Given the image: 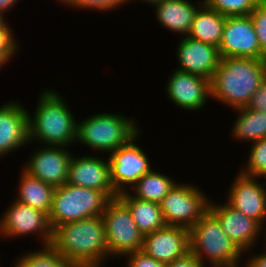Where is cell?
Segmentation results:
<instances>
[{"mask_svg": "<svg viewBox=\"0 0 266 267\" xmlns=\"http://www.w3.org/2000/svg\"><path fill=\"white\" fill-rule=\"evenodd\" d=\"M51 245L73 267H99L109 256L102 216L56 227Z\"/></svg>", "mask_w": 266, "mask_h": 267, "instance_id": "1", "label": "cell"}, {"mask_svg": "<svg viewBox=\"0 0 266 267\" xmlns=\"http://www.w3.org/2000/svg\"><path fill=\"white\" fill-rule=\"evenodd\" d=\"M265 78V59L221 58L210 80V98L226 103L234 110L246 108Z\"/></svg>", "mask_w": 266, "mask_h": 267, "instance_id": "2", "label": "cell"}, {"mask_svg": "<svg viewBox=\"0 0 266 267\" xmlns=\"http://www.w3.org/2000/svg\"><path fill=\"white\" fill-rule=\"evenodd\" d=\"M55 90L42 92L34 116H28L29 142L67 147L77 137V122L68 105Z\"/></svg>", "mask_w": 266, "mask_h": 267, "instance_id": "3", "label": "cell"}, {"mask_svg": "<svg viewBox=\"0 0 266 267\" xmlns=\"http://www.w3.org/2000/svg\"><path fill=\"white\" fill-rule=\"evenodd\" d=\"M190 252L211 267H239L242 251L224 233L218 219L208 210L189 230ZM203 253L205 255H203Z\"/></svg>", "mask_w": 266, "mask_h": 267, "instance_id": "4", "label": "cell"}, {"mask_svg": "<svg viewBox=\"0 0 266 267\" xmlns=\"http://www.w3.org/2000/svg\"><path fill=\"white\" fill-rule=\"evenodd\" d=\"M111 198L102 191L67 183L55 187L48 219L52 230L73 221L102 216Z\"/></svg>", "mask_w": 266, "mask_h": 267, "instance_id": "5", "label": "cell"}, {"mask_svg": "<svg viewBox=\"0 0 266 267\" xmlns=\"http://www.w3.org/2000/svg\"><path fill=\"white\" fill-rule=\"evenodd\" d=\"M137 124L120 114L98 113L77 123L76 142L110 154L140 131Z\"/></svg>", "mask_w": 266, "mask_h": 267, "instance_id": "6", "label": "cell"}, {"mask_svg": "<svg viewBox=\"0 0 266 267\" xmlns=\"http://www.w3.org/2000/svg\"><path fill=\"white\" fill-rule=\"evenodd\" d=\"M102 218L109 256L142 251L144 235L133 221L129 208L118 197L108 202Z\"/></svg>", "mask_w": 266, "mask_h": 267, "instance_id": "7", "label": "cell"}, {"mask_svg": "<svg viewBox=\"0 0 266 267\" xmlns=\"http://www.w3.org/2000/svg\"><path fill=\"white\" fill-rule=\"evenodd\" d=\"M209 199L189 184H175L159 203L166 225L191 229L208 211Z\"/></svg>", "mask_w": 266, "mask_h": 267, "instance_id": "8", "label": "cell"}, {"mask_svg": "<svg viewBox=\"0 0 266 267\" xmlns=\"http://www.w3.org/2000/svg\"><path fill=\"white\" fill-rule=\"evenodd\" d=\"M218 49L221 58L265 59L249 15L226 17Z\"/></svg>", "mask_w": 266, "mask_h": 267, "instance_id": "9", "label": "cell"}, {"mask_svg": "<svg viewBox=\"0 0 266 267\" xmlns=\"http://www.w3.org/2000/svg\"><path fill=\"white\" fill-rule=\"evenodd\" d=\"M139 134L107 157L110 161L111 183L118 194L125 192L126 186L132 187L144 174L153 169L145 152L134 144Z\"/></svg>", "mask_w": 266, "mask_h": 267, "instance_id": "10", "label": "cell"}, {"mask_svg": "<svg viewBox=\"0 0 266 267\" xmlns=\"http://www.w3.org/2000/svg\"><path fill=\"white\" fill-rule=\"evenodd\" d=\"M10 206L0 219L1 236L15 238L39 232L43 245L51 244L53 230L48 214L17 201Z\"/></svg>", "mask_w": 266, "mask_h": 267, "instance_id": "11", "label": "cell"}, {"mask_svg": "<svg viewBox=\"0 0 266 267\" xmlns=\"http://www.w3.org/2000/svg\"><path fill=\"white\" fill-rule=\"evenodd\" d=\"M66 183L105 192L111 199L119 195L111 183L109 158L105 161L91 155L72 156Z\"/></svg>", "mask_w": 266, "mask_h": 267, "instance_id": "12", "label": "cell"}, {"mask_svg": "<svg viewBox=\"0 0 266 267\" xmlns=\"http://www.w3.org/2000/svg\"><path fill=\"white\" fill-rule=\"evenodd\" d=\"M142 251L164 265L170 264L190 251L189 229L165 225L144 235Z\"/></svg>", "mask_w": 266, "mask_h": 267, "instance_id": "13", "label": "cell"}, {"mask_svg": "<svg viewBox=\"0 0 266 267\" xmlns=\"http://www.w3.org/2000/svg\"><path fill=\"white\" fill-rule=\"evenodd\" d=\"M62 146H44L33 152L26 162L25 172L54 187L67 181L72 154Z\"/></svg>", "mask_w": 266, "mask_h": 267, "instance_id": "14", "label": "cell"}, {"mask_svg": "<svg viewBox=\"0 0 266 267\" xmlns=\"http://www.w3.org/2000/svg\"><path fill=\"white\" fill-rule=\"evenodd\" d=\"M256 177L239 173L231 185L227 203L262 226L266 221V189L255 181Z\"/></svg>", "mask_w": 266, "mask_h": 267, "instance_id": "15", "label": "cell"}, {"mask_svg": "<svg viewBox=\"0 0 266 267\" xmlns=\"http://www.w3.org/2000/svg\"><path fill=\"white\" fill-rule=\"evenodd\" d=\"M208 210L218 219L221 228L229 239L243 252L255 245V241L261 234V225L252 218L235 210L228 203L211 204Z\"/></svg>", "mask_w": 266, "mask_h": 267, "instance_id": "16", "label": "cell"}, {"mask_svg": "<svg viewBox=\"0 0 266 267\" xmlns=\"http://www.w3.org/2000/svg\"><path fill=\"white\" fill-rule=\"evenodd\" d=\"M166 86L167 97L185 110H200L211 97L210 80L177 69Z\"/></svg>", "mask_w": 266, "mask_h": 267, "instance_id": "17", "label": "cell"}, {"mask_svg": "<svg viewBox=\"0 0 266 267\" xmlns=\"http://www.w3.org/2000/svg\"><path fill=\"white\" fill-rule=\"evenodd\" d=\"M183 37L177 49V58L180 64L177 70L211 80L221 59L219 49L188 36Z\"/></svg>", "mask_w": 266, "mask_h": 267, "instance_id": "18", "label": "cell"}, {"mask_svg": "<svg viewBox=\"0 0 266 267\" xmlns=\"http://www.w3.org/2000/svg\"><path fill=\"white\" fill-rule=\"evenodd\" d=\"M27 110L12 101L0 106V156L29 144Z\"/></svg>", "mask_w": 266, "mask_h": 267, "instance_id": "19", "label": "cell"}, {"mask_svg": "<svg viewBox=\"0 0 266 267\" xmlns=\"http://www.w3.org/2000/svg\"><path fill=\"white\" fill-rule=\"evenodd\" d=\"M155 6L159 23L169 31L187 36L198 7L188 0H164ZM197 7V8H196Z\"/></svg>", "mask_w": 266, "mask_h": 267, "instance_id": "20", "label": "cell"}, {"mask_svg": "<svg viewBox=\"0 0 266 267\" xmlns=\"http://www.w3.org/2000/svg\"><path fill=\"white\" fill-rule=\"evenodd\" d=\"M200 7L195 14L188 37L191 39L211 44L219 48L225 19L227 16L208 8L204 1H201Z\"/></svg>", "mask_w": 266, "mask_h": 267, "instance_id": "21", "label": "cell"}, {"mask_svg": "<svg viewBox=\"0 0 266 267\" xmlns=\"http://www.w3.org/2000/svg\"><path fill=\"white\" fill-rule=\"evenodd\" d=\"M130 193L127 190L121 192L118 198L129 208L133 221L143 235L166 225L159 203L135 198Z\"/></svg>", "mask_w": 266, "mask_h": 267, "instance_id": "22", "label": "cell"}, {"mask_svg": "<svg viewBox=\"0 0 266 267\" xmlns=\"http://www.w3.org/2000/svg\"><path fill=\"white\" fill-rule=\"evenodd\" d=\"M19 194L15 201L49 214L55 187L22 171Z\"/></svg>", "mask_w": 266, "mask_h": 267, "instance_id": "23", "label": "cell"}, {"mask_svg": "<svg viewBox=\"0 0 266 267\" xmlns=\"http://www.w3.org/2000/svg\"><path fill=\"white\" fill-rule=\"evenodd\" d=\"M176 182L167 175L152 169L144 174L130 189L131 196L150 202L160 203ZM134 190V191H133Z\"/></svg>", "mask_w": 266, "mask_h": 267, "instance_id": "24", "label": "cell"}, {"mask_svg": "<svg viewBox=\"0 0 266 267\" xmlns=\"http://www.w3.org/2000/svg\"><path fill=\"white\" fill-rule=\"evenodd\" d=\"M240 116L234 122L233 136L238 140H248L250 143L266 138V112L254 109L240 108Z\"/></svg>", "mask_w": 266, "mask_h": 267, "instance_id": "25", "label": "cell"}, {"mask_svg": "<svg viewBox=\"0 0 266 267\" xmlns=\"http://www.w3.org/2000/svg\"><path fill=\"white\" fill-rule=\"evenodd\" d=\"M42 250H33L26 253L15 262V267H73L58 251L51 245H43Z\"/></svg>", "mask_w": 266, "mask_h": 267, "instance_id": "26", "label": "cell"}, {"mask_svg": "<svg viewBox=\"0 0 266 267\" xmlns=\"http://www.w3.org/2000/svg\"><path fill=\"white\" fill-rule=\"evenodd\" d=\"M261 0H204V4L224 16H248Z\"/></svg>", "mask_w": 266, "mask_h": 267, "instance_id": "27", "label": "cell"}, {"mask_svg": "<svg viewBox=\"0 0 266 267\" xmlns=\"http://www.w3.org/2000/svg\"><path fill=\"white\" fill-rule=\"evenodd\" d=\"M248 163L240 170L241 174L251 177H264L266 175V138L252 143Z\"/></svg>", "mask_w": 266, "mask_h": 267, "instance_id": "28", "label": "cell"}, {"mask_svg": "<svg viewBox=\"0 0 266 267\" xmlns=\"http://www.w3.org/2000/svg\"><path fill=\"white\" fill-rule=\"evenodd\" d=\"M249 16L253 22L262 55L266 57V0H261Z\"/></svg>", "mask_w": 266, "mask_h": 267, "instance_id": "29", "label": "cell"}, {"mask_svg": "<svg viewBox=\"0 0 266 267\" xmlns=\"http://www.w3.org/2000/svg\"><path fill=\"white\" fill-rule=\"evenodd\" d=\"M12 29L6 24L0 29V55L8 62L16 55L15 52L19 49L16 38L12 33ZM13 35V36H12Z\"/></svg>", "mask_w": 266, "mask_h": 267, "instance_id": "30", "label": "cell"}, {"mask_svg": "<svg viewBox=\"0 0 266 267\" xmlns=\"http://www.w3.org/2000/svg\"><path fill=\"white\" fill-rule=\"evenodd\" d=\"M130 0H75V8L96 9V11H109L110 9H116L121 4H125Z\"/></svg>", "mask_w": 266, "mask_h": 267, "instance_id": "31", "label": "cell"}, {"mask_svg": "<svg viewBox=\"0 0 266 267\" xmlns=\"http://www.w3.org/2000/svg\"><path fill=\"white\" fill-rule=\"evenodd\" d=\"M126 257H130L128 259V267H166V265L149 257L143 251L127 254Z\"/></svg>", "mask_w": 266, "mask_h": 267, "instance_id": "32", "label": "cell"}, {"mask_svg": "<svg viewBox=\"0 0 266 267\" xmlns=\"http://www.w3.org/2000/svg\"><path fill=\"white\" fill-rule=\"evenodd\" d=\"M246 108L266 112V78L261 82L260 87L254 92L250 103Z\"/></svg>", "mask_w": 266, "mask_h": 267, "instance_id": "33", "label": "cell"}, {"mask_svg": "<svg viewBox=\"0 0 266 267\" xmlns=\"http://www.w3.org/2000/svg\"><path fill=\"white\" fill-rule=\"evenodd\" d=\"M166 267H205L204 264L190 251L183 257L167 264Z\"/></svg>", "mask_w": 266, "mask_h": 267, "instance_id": "34", "label": "cell"}, {"mask_svg": "<svg viewBox=\"0 0 266 267\" xmlns=\"http://www.w3.org/2000/svg\"><path fill=\"white\" fill-rule=\"evenodd\" d=\"M250 259V260H249ZM245 267H266V253L251 256Z\"/></svg>", "mask_w": 266, "mask_h": 267, "instance_id": "35", "label": "cell"}, {"mask_svg": "<svg viewBox=\"0 0 266 267\" xmlns=\"http://www.w3.org/2000/svg\"><path fill=\"white\" fill-rule=\"evenodd\" d=\"M17 0H0V12L7 13L12 7L13 4H16Z\"/></svg>", "mask_w": 266, "mask_h": 267, "instance_id": "36", "label": "cell"}, {"mask_svg": "<svg viewBox=\"0 0 266 267\" xmlns=\"http://www.w3.org/2000/svg\"><path fill=\"white\" fill-rule=\"evenodd\" d=\"M4 19H6L4 18V14L0 12V29L3 28L6 24H8L5 22L6 20Z\"/></svg>", "mask_w": 266, "mask_h": 267, "instance_id": "37", "label": "cell"}, {"mask_svg": "<svg viewBox=\"0 0 266 267\" xmlns=\"http://www.w3.org/2000/svg\"><path fill=\"white\" fill-rule=\"evenodd\" d=\"M60 2L65 3L66 5L68 4V6L70 5L71 8L75 7V0H60Z\"/></svg>", "mask_w": 266, "mask_h": 267, "instance_id": "38", "label": "cell"}, {"mask_svg": "<svg viewBox=\"0 0 266 267\" xmlns=\"http://www.w3.org/2000/svg\"><path fill=\"white\" fill-rule=\"evenodd\" d=\"M141 1H143V2L145 1V3L147 2L148 4H151V5H156L160 2H163L164 0H141Z\"/></svg>", "mask_w": 266, "mask_h": 267, "instance_id": "39", "label": "cell"}, {"mask_svg": "<svg viewBox=\"0 0 266 267\" xmlns=\"http://www.w3.org/2000/svg\"><path fill=\"white\" fill-rule=\"evenodd\" d=\"M6 63L7 61L0 55V68Z\"/></svg>", "mask_w": 266, "mask_h": 267, "instance_id": "40", "label": "cell"}]
</instances>
